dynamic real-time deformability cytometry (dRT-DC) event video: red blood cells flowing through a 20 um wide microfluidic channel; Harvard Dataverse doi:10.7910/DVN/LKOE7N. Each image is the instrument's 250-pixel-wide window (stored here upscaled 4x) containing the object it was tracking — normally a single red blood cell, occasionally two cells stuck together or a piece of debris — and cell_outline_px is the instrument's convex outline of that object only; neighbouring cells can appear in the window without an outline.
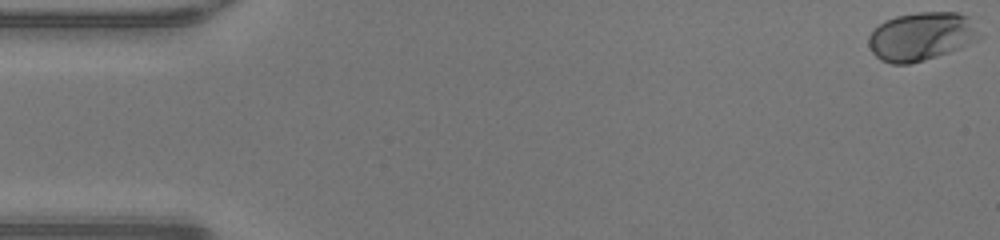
{"species": "human", "species_latin": "Homo sapiens", "temperature_condition": "warm", "stored_images_in_passage": 49, "camera_frame_rate_fps": 3000, "um_per_image_px": 0.085, "donor": {"sex": "male"}, "frame": {"image": 1, "passage_image": 1, "time_ms": 0.0, "image_size_px": [1000, 240], "cell_outline_px": [[984, 36], [960, 48], [924, 60], [908, 64], [892, 64], [880, 60], [872, 52], [868, 44], [868, 36], [880, 24], [896, 16], [916, 12], [956, 12], [968, 16]], "centroid_in_image_um": [78.34, 3.09], "position_along_channel_um": 6.7, "area_um2": 31.27}}
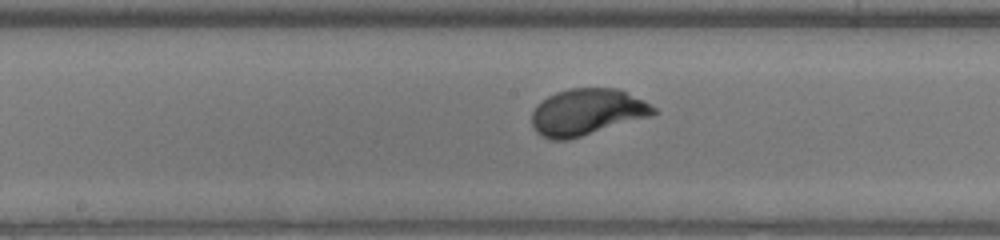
{"frame": {"image": 2, "passage_image": 25, "time_ms": 8.0, "image_size_px": [1000, 240], "cell_outline_px": [[660, 112], [652, 116], [568, 140], [552, 140], [536, 132], [532, 124], [532, 112], [536, 104], [548, 96], [556, 92], [568, 88], [616, 88], [644, 100], [656, 108]], "centroid_in_image_um": [49.9, 9.52], "position_along_channel_um": 198.3, "area_um2": 33.12}}
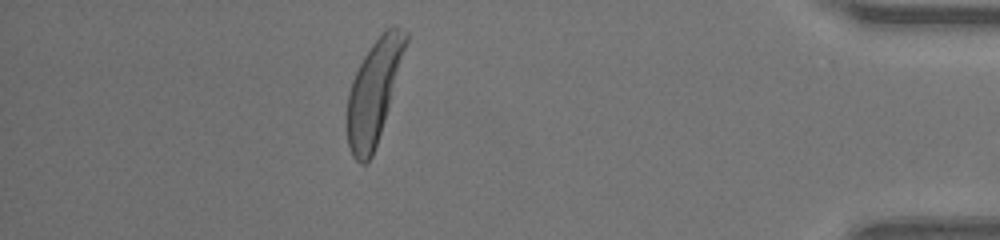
{"frame": {"image": 3, "passage_image": 43, "time_ms": 14.0, "image_size_px": [1000, 240], "cell_outline_px": [[408, 40], [384, 120], [372, 156], [364, 164], [360, 164], [352, 156], [348, 144], [348, 92], [352, 80], [364, 56], [372, 44], [392, 24], [396, 24], [408, 32]], "centroid_in_image_um": [31.78, 7.76], "position_along_channel_um": 403.4, "area_um2": 34.1}, "authors_computed_cell_mechanics": {"area_um2": 32.079, "velocity_mm_per_s": 4.2882, "shape_relaxation_time_tau1_ms": 1.5499, "shape_relaxation_time_tau2_ms": null, "deformation_change_tau1": 0.1413, "deformation_change_tau2": null}}